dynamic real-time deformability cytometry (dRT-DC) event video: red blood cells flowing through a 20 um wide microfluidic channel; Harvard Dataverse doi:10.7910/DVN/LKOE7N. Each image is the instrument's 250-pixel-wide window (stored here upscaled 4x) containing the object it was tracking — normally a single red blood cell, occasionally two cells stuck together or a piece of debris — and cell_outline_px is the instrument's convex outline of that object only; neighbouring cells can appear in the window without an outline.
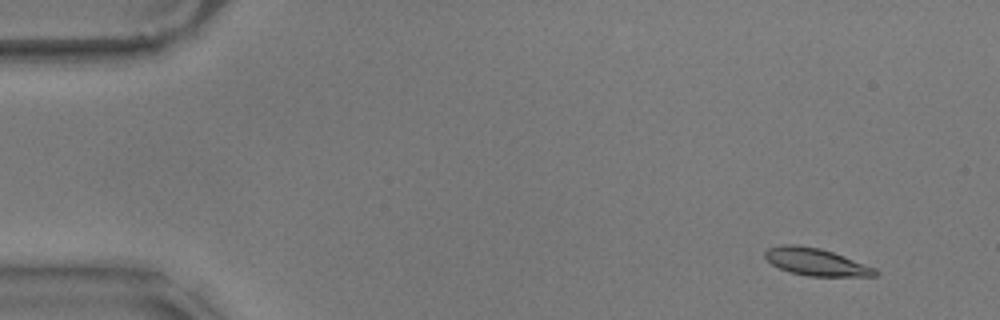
{"species": "common noctule bat (a hibernating species)", "species_latin": "Nyctalus noctula", "temperature_condition": "warm", "stored_images_in_passage": 53, "camera_frame_rate_fps": 3000, "um_per_image_px": 0.085, "animal": {"sex": "male", "body_mass_g": 17.9}, "frame": {"image": 1, "passage_image": 1, "time_ms": 0.0, "image_size_px": [1000, 320], "cell_outline_px": [[880, 272], [876, 276], [808, 276], [788, 272], [772, 264], [764, 256], [764, 252], [768, 248], [780, 244], [800, 244], [820, 248], [844, 256], [876, 268]], "centroid_in_image_um": [69.35, 22.25], "position_along_channel_um": 15.7, "area_um2": 17.69}}
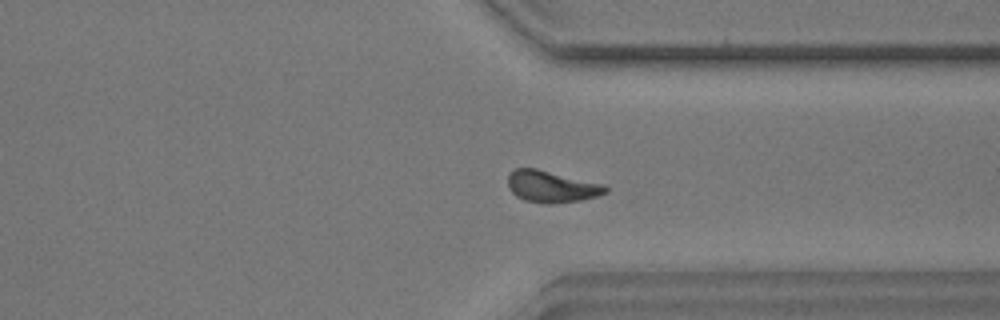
{"frame": {"image": 2, "passage_image": 40, "time_ms": 13.0, "image_size_px": [1000, 320], "cell_outline_px": [[608, 192], [596, 196], [580, 200], [552, 204], [548, 204], [524, 200], [516, 196], [508, 188], [508, 172], [516, 168], [536, 168], [604, 184], [608, 188]], "centroid_in_image_um": [46.86, 15.85], "position_along_channel_um": 364.5, "area_um2": 18.09}}
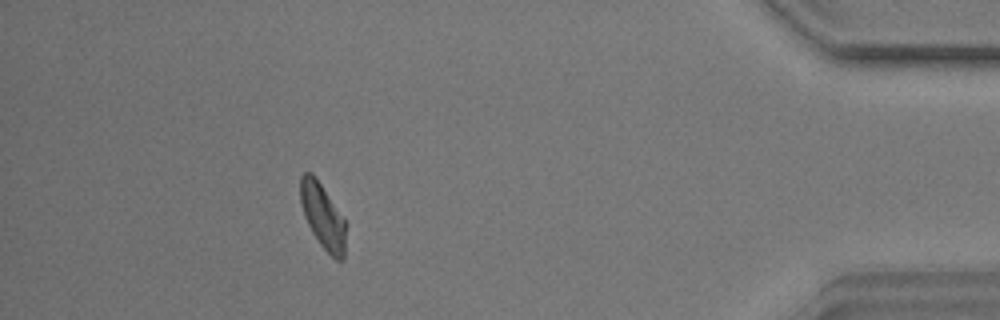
{"frame": {"image": 3, "passage_image": 48, "time_ms": 15.667, "image_size_px": [1000, 320], "cell_outline_px": [[348, 224], [344, 260], [336, 260], [320, 244], [312, 232], [304, 216], [300, 204], [300, 176], [304, 172], [312, 172], [344, 216]], "centroid_in_image_um": [27.48, 18.38], "position_along_channel_um": 407.7, "area_um2": 17.74}, "authors_computed_cell_mechanics": {"area_um2": 17.8024, "velocity_mm_per_s": 3.5231, "shape_relaxation_time_tau1_ms": 3.9834, "shape_relaxation_time_tau2_ms": 2.9207, "deformation_change_tau1": 0.1455, "deformation_change_tau2": 0.0876}}